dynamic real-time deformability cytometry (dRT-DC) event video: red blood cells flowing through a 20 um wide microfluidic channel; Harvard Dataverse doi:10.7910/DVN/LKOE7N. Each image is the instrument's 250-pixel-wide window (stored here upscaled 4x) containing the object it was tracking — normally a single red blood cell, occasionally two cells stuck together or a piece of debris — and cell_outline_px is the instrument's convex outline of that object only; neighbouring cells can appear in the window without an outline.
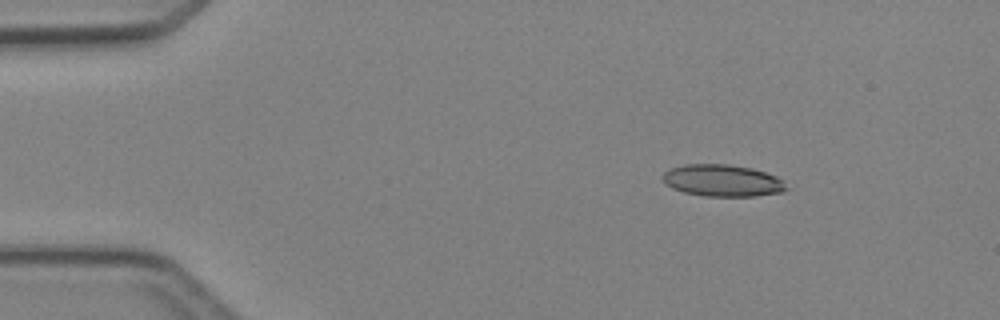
{"species": "Egyptian fruit bat (a non-hibernating species)", "species_latin": "Rousettus aegyptiacus", "temperature_condition": "cold", "stored_images_in_passage": 4, "camera_frame_rate_fps": 3000, "um_per_image_px": 0.085, "animal": {"sex": "female"}, "frame": {"image": 1, "passage_image": 4, "time_ms": 4.333, "image_size_px": [1000, 320], "cell_outline_px": [[792, 188], [784, 192], [756, 196], [704, 196], [684, 192], [672, 188], [664, 180], [664, 172], [672, 168], [684, 164], [728, 164], [752, 168], [776, 176], [784, 180]], "centroid_in_image_um": [61.51, 15.35], "position_along_channel_um": 23.5, "area_um2": 23.12}}